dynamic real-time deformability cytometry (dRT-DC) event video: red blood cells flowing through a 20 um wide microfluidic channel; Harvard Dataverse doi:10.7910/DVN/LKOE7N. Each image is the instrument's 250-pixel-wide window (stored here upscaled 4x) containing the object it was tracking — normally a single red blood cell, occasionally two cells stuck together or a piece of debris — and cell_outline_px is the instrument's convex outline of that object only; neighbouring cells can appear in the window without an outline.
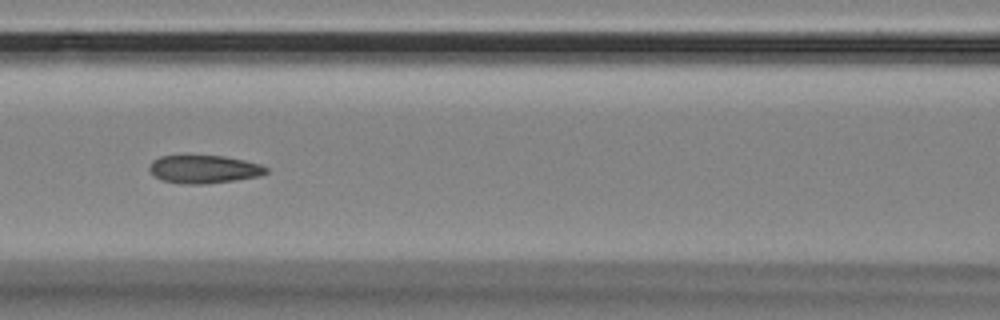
{"species": "Egyptian fruit bat (a non-hibernating species)", "species_latin": "Rousettus aegyptiacus", "temperature_condition": "room temperature", "stored_images_in_passage": 9, "camera_frame_rate_fps": 3000, "um_per_image_px": 0.085, "animal": {"sex": "female"}, "frame": {"image": 1, "passage_image": 8, "time_ms": 8.0, "image_size_px": [1000, 320], "cell_outline_px": [[268, 172], [260, 176], [236, 180], [204, 184], [184, 184], [160, 180], [148, 168], [152, 160], [160, 156], [184, 152], [224, 156], [244, 160], [260, 164], [268, 168]], "centroid_in_image_um": [17.29, 14.33], "position_along_channel_um": 149.3, "area_um2": 20.0}}
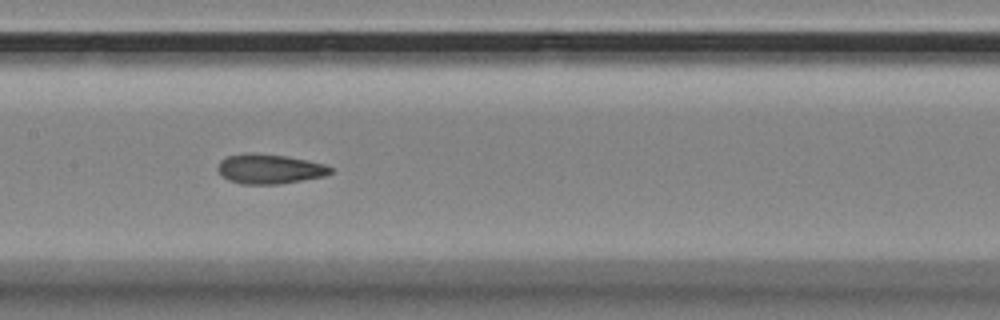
{"frame": {"image": 2, "passage_image": 9, "time_ms": 9.0, "image_size_px": [1000, 320], "cell_outline_px": [[332, 172], [324, 176], [280, 184], [240, 184], [228, 180], [216, 168], [220, 160], [228, 156], [244, 152], [252, 152], [288, 156], [308, 160], [324, 164], [332, 168]], "centroid_in_image_um": [22.89, 14.35], "position_along_channel_um": 184.5, "area_um2": 19.65}}